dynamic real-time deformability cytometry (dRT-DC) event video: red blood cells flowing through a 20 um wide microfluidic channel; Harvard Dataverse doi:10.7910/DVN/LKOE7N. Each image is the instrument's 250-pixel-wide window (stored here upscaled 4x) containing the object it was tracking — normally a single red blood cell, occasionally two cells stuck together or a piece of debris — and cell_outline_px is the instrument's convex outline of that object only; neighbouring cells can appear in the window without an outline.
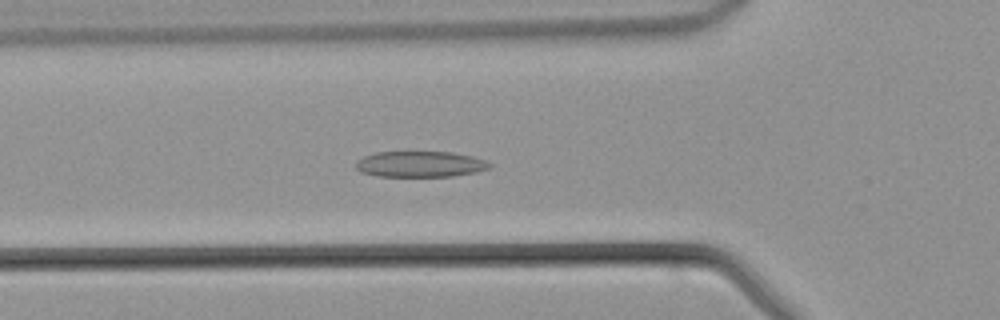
{"species": "common noctule bat (a hibernating species)", "species_latin": "Nyctalus noctula", "temperature_condition": "warm", "stored_images_in_passage": 44, "camera_frame_rate_fps": 3000, "um_per_image_px": 0.085, "animal": {"sex": "male", "body_mass_g": 21.5, "forearm_length_mm": 52.0}, "frame": {"image": 1, "passage_image": 14, "time_ms": 4.333, "image_size_px": [1000, 320], "cell_outline_px": [[492, 168], [476, 172], [452, 176], [376, 176], [360, 172], [356, 168], [356, 164], [364, 156], [376, 152], [452, 152], [472, 156], [484, 160], [492, 164]], "centroid_in_image_um": [35.74, 13.95], "position_along_channel_um": 90.1, "area_um2": 20.11}}
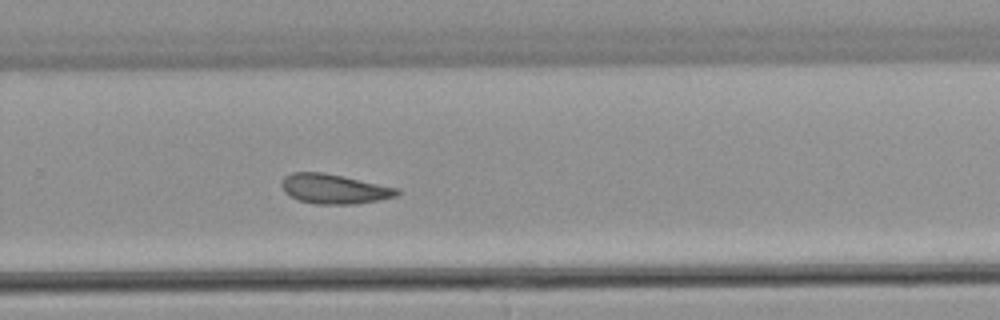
{"frame": {"image": 2, "passage_image": 28, "time_ms": 9.0, "image_size_px": [1000, 320], "cell_outline_px": [[400, 192], [396, 196], [380, 200], [356, 204], [312, 204], [300, 200], [284, 192], [280, 184], [284, 176], [292, 172], [324, 172], [344, 176], [400, 188]], "centroid_in_image_um": [28.42, 16.05], "position_along_channel_um": 301.4, "area_um2": 20.17}}
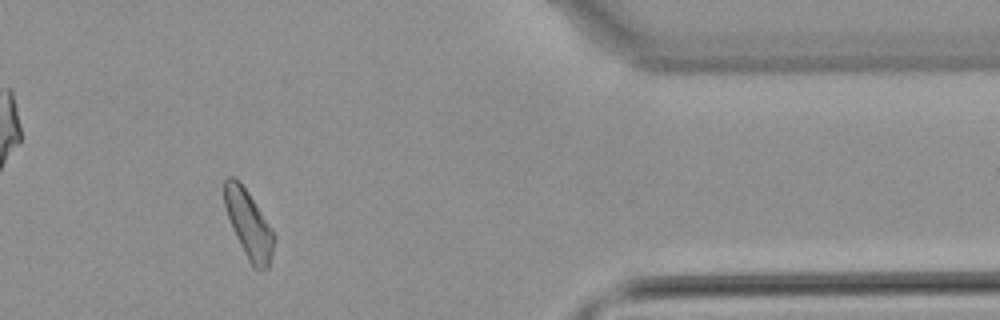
{"frame": {"image": 3, "passage_image": 36, "time_ms": 11.667, "image_size_px": [1000, 320], "cell_outline_px": [[276, 240], [268, 268], [260, 272], [252, 268], [232, 228], [224, 204], [224, 180], [228, 176], [232, 176], [248, 192], [276, 236]], "centroid_in_image_um": [21.16, 19.13], "position_along_channel_um": 390.2, "area_um2": 19.42}}